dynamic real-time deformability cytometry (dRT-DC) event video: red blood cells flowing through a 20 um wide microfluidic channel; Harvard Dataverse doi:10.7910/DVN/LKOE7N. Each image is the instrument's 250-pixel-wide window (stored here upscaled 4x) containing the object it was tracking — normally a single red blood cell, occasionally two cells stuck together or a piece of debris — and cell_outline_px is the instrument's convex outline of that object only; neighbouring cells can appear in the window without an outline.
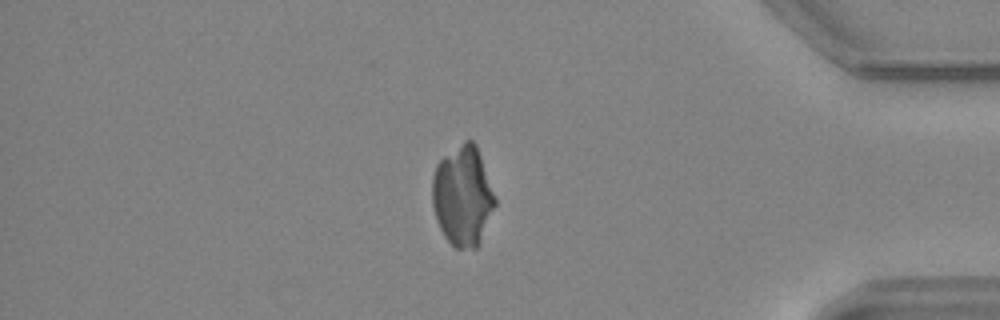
{"species": "common noctule bat (a hibernating species)", "species_latin": "Nyctalus noctula", "temperature_condition": "warm", "stored_images_in_passage": 54, "camera_frame_rate_fps": 3000, "um_per_image_px": 0.085, "animal": {"sex": "female", "body_mass_g": 24.6, "forearm_length_mm": 56.2}, "frame": {"image": 1, "passage_image": 46, "time_ms": 15.0, "image_size_px": [1000, 320], "cell_outline_px": [[496, 204], [480, 240], [476, 248], [456, 248], [444, 236], [436, 220], [432, 204], [432, 176], [436, 164], [444, 156], [464, 140], [472, 140], [476, 144], [496, 196]], "centroid_in_image_um": [39.32, 16.63], "position_along_channel_um": 395.9, "area_um2": 36.53}}
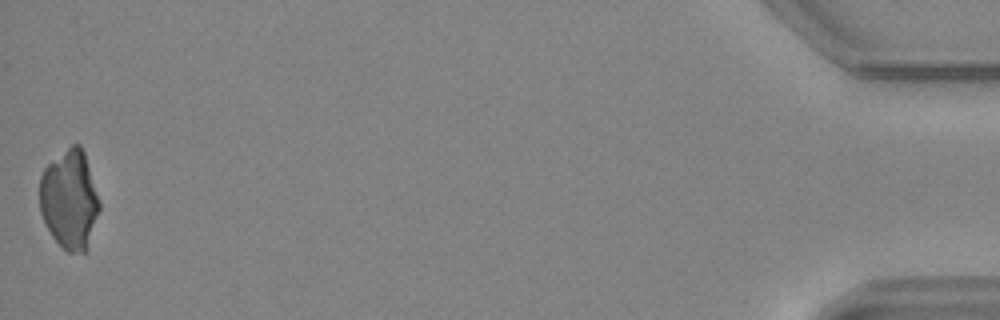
{"frame": {"image": 2, "passage_image": 54, "time_ms": 17.667, "image_size_px": [1000, 320], "cell_outline_px": [[100, 208], [84, 252], [68, 252], [52, 236], [40, 212], [40, 176], [44, 168], [48, 164], [72, 144], [80, 144], [84, 152], [100, 200]], "centroid_in_image_um": [5.9, 16.92], "position_along_channel_um": 429.3, "area_um2": 33.93}}